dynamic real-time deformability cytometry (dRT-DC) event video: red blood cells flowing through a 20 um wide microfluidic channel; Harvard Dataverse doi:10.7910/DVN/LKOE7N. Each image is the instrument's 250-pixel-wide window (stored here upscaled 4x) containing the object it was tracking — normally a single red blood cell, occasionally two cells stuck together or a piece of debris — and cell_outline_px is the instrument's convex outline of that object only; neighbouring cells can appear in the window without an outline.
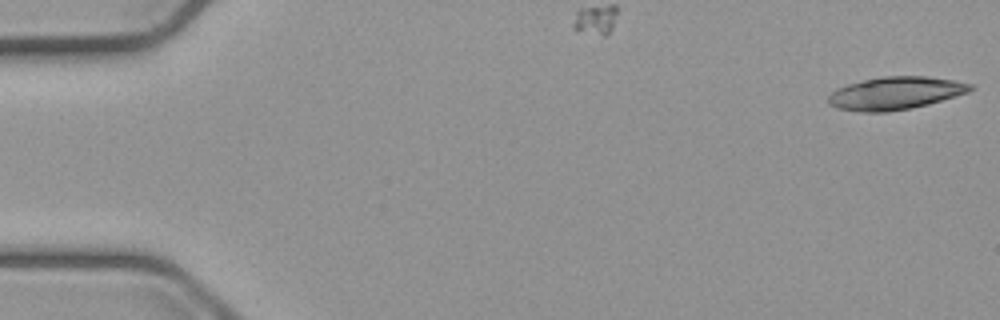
{"species": "common noctule bat (a hibernating species)", "species_latin": "Nyctalus noctula", "temperature_condition": "cold", "stored_images_in_passage": 41, "camera_frame_rate_fps": 3000, "um_per_image_px": 0.085, "animal": {"sex": "male", "body_mass_g": 23.1, "forearm_length_mm": 52.7}, "frame": {"image": 1, "passage_image": 1, "time_ms": 0.0, "image_size_px": [1000, 320], "cell_outline_px": [[976, 88], [968, 92], [928, 104], [888, 112], [860, 112], [840, 108], [828, 104], [828, 96], [836, 88], [848, 84], [880, 76], [928, 76], [952, 80], [972, 84]], "centroid_in_image_um": [76.1, 7.91], "position_along_channel_um": 8.9, "area_um2": 26.99}}